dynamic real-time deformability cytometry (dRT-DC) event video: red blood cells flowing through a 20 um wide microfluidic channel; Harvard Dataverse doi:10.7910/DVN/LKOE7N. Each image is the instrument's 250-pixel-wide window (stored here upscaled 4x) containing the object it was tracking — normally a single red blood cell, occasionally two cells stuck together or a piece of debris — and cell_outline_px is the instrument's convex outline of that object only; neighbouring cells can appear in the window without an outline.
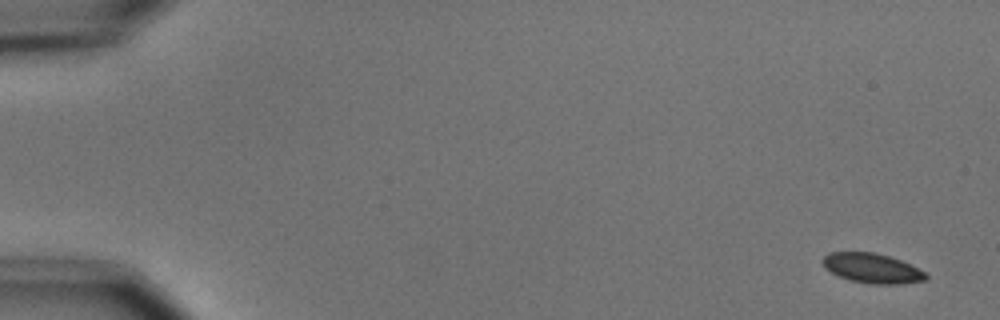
{"species": "common noctule bat (a hibernating species)", "species_latin": "Nyctalus noctula", "temperature_condition": "cold", "stored_images_in_passage": 5, "camera_frame_rate_fps": 3000, "um_per_image_px": 0.085, "animal": {"sex": "male", "body_mass_g": 15.6}, "frame": {"image": 1, "passage_image": 1, "time_ms": 0.0, "image_size_px": [1000, 320], "cell_outline_px": [[928, 280], [900, 284], [868, 284], [852, 280], [840, 276], [824, 268], [820, 260], [828, 252], [872, 252], [888, 256], [900, 260], [924, 272], [928, 276]], "centroid_in_image_um": [74.1, 22.8], "position_along_channel_um": 10.9, "area_um2": 17.8}}
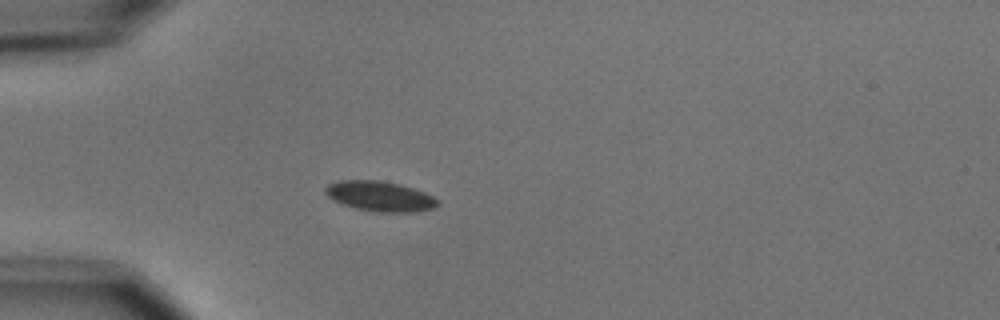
{"frame": {"image": 2, "passage_image": 5, "time_ms": 4.667, "image_size_px": [1000, 320], "cell_outline_px": [[440, 204], [436, 208], [416, 212], [376, 212], [356, 208], [340, 204], [328, 196], [324, 192], [324, 188], [328, 184], [340, 180], [380, 180], [400, 184], [424, 192], [440, 200]], "centroid_in_image_um": [32.31, 16.69], "position_along_channel_um": 52.7, "area_um2": 19.94}}